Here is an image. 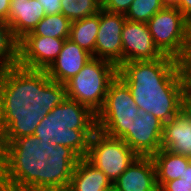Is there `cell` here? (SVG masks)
Listing matches in <instances>:
<instances>
[{"label": "cell", "mask_w": 191, "mask_h": 191, "mask_svg": "<svg viewBox=\"0 0 191 191\" xmlns=\"http://www.w3.org/2000/svg\"><path fill=\"white\" fill-rule=\"evenodd\" d=\"M1 103L43 143L69 147L80 158L87 156L97 130L96 114L88 107L33 83L16 87Z\"/></svg>", "instance_id": "1"}, {"label": "cell", "mask_w": 191, "mask_h": 191, "mask_svg": "<svg viewBox=\"0 0 191 191\" xmlns=\"http://www.w3.org/2000/svg\"><path fill=\"white\" fill-rule=\"evenodd\" d=\"M0 103V191H48L50 144Z\"/></svg>", "instance_id": "2"}, {"label": "cell", "mask_w": 191, "mask_h": 191, "mask_svg": "<svg viewBox=\"0 0 191 191\" xmlns=\"http://www.w3.org/2000/svg\"><path fill=\"white\" fill-rule=\"evenodd\" d=\"M140 112L169 122L185 108V79L181 61L163 55L155 60L130 61L118 66Z\"/></svg>", "instance_id": "3"}, {"label": "cell", "mask_w": 191, "mask_h": 191, "mask_svg": "<svg viewBox=\"0 0 191 191\" xmlns=\"http://www.w3.org/2000/svg\"><path fill=\"white\" fill-rule=\"evenodd\" d=\"M117 75V65L105 59L92 58L58 91L97 114L103 107L109 86Z\"/></svg>", "instance_id": "4"}, {"label": "cell", "mask_w": 191, "mask_h": 191, "mask_svg": "<svg viewBox=\"0 0 191 191\" xmlns=\"http://www.w3.org/2000/svg\"><path fill=\"white\" fill-rule=\"evenodd\" d=\"M140 114L127 84L117 75L111 82L101 110L96 114L97 129L104 134L123 139Z\"/></svg>", "instance_id": "5"}, {"label": "cell", "mask_w": 191, "mask_h": 191, "mask_svg": "<svg viewBox=\"0 0 191 191\" xmlns=\"http://www.w3.org/2000/svg\"><path fill=\"white\" fill-rule=\"evenodd\" d=\"M153 42L163 54L181 61L191 45V22L177 9L164 7L148 22Z\"/></svg>", "instance_id": "6"}, {"label": "cell", "mask_w": 191, "mask_h": 191, "mask_svg": "<svg viewBox=\"0 0 191 191\" xmlns=\"http://www.w3.org/2000/svg\"><path fill=\"white\" fill-rule=\"evenodd\" d=\"M65 39L24 36L18 41L16 86L33 83L58 57Z\"/></svg>", "instance_id": "7"}, {"label": "cell", "mask_w": 191, "mask_h": 191, "mask_svg": "<svg viewBox=\"0 0 191 191\" xmlns=\"http://www.w3.org/2000/svg\"><path fill=\"white\" fill-rule=\"evenodd\" d=\"M137 157L122 139L110 137L97 129L90 139L85 158L113 184Z\"/></svg>", "instance_id": "8"}, {"label": "cell", "mask_w": 191, "mask_h": 191, "mask_svg": "<svg viewBox=\"0 0 191 191\" xmlns=\"http://www.w3.org/2000/svg\"><path fill=\"white\" fill-rule=\"evenodd\" d=\"M92 55L72 40L65 39L53 63L33 82L46 90H59L92 59Z\"/></svg>", "instance_id": "9"}, {"label": "cell", "mask_w": 191, "mask_h": 191, "mask_svg": "<svg viewBox=\"0 0 191 191\" xmlns=\"http://www.w3.org/2000/svg\"><path fill=\"white\" fill-rule=\"evenodd\" d=\"M124 14L106 10L99 12V31L95 42V58L122 64L121 33L126 22Z\"/></svg>", "instance_id": "10"}, {"label": "cell", "mask_w": 191, "mask_h": 191, "mask_svg": "<svg viewBox=\"0 0 191 191\" xmlns=\"http://www.w3.org/2000/svg\"><path fill=\"white\" fill-rule=\"evenodd\" d=\"M164 123L152 114L140 112L122 139L138 156H152L161 149Z\"/></svg>", "instance_id": "11"}, {"label": "cell", "mask_w": 191, "mask_h": 191, "mask_svg": "<svg viewBox=\"0 0 191 191\" xmlns=\"http://www.w3.org/2000/svg\"><path fill=\"white\" fill-rule=\"evenodd\" d=\"M121 38L122 63L155 60L163 56L153 42L147 23L126 20Z\"/></svg>", "instance_id": "12"}, {"label": "cell", "mask_w": 191, "mask_h": 191, "mask_svg": "<svg viewBox=\"0 0 191 191\" xmlns=\"http://www.w3.org/2000/svg\"><path fill=\"white\" fill-rule=\"evenodd\" d=\"M48 159V191H67L80 157L69 147L50 144Z\"/></svg>", "instance_id": "13"}, {"label": "cell", "mask_w": 191, "mask_h": 191, "mask_svg": "<svg viewBox=\"0 0 191 191\" xmlns=\"http://www.w3.org/2000/svg\"><path fill=\"white\" fill-rule=\"evenodd\" d=\"M113 185L119 191H158L152 157L138 156Z\"/></svg>", "instance_id": "14"}, {"label": "cell", "mask_w": 191, "mask_h": 191, "mask_svg": "<svg viewBox=\"0 0 191 191\" xmlns=\"http://www.w3.org/2000/svg\"><path fill=\"white\" fill-rule=\"evenodd\" d=\"M161 148L180 155L191 153V113L186 108L164 123Z\"/></svg>", "instance_id": "15"}, {"label": "cell", "mask_w": 191, "mask_h": 191, "mask_svg": "<svg viewBox=\"0 0 191 191\" xmlns=\"http://www.w3.org/2000/svg\"><path fill=\"white\" fill-rule=\"evenodd\" d=\"M45 15L38 0L10 1L7 23L11 28L13 37L19 41L26 34L32 32Z\"/></svg>", "instance_id": "16"}, {"label": "cell", "mask_w": 191, "mask_h": 191, "mask_svg": "<svg viewBox=\"0 0 191 191\" xmlns=\"http://www.w3.org/2000/svg\"><path fill=\"white\" fill-rule=\"evenodd\" d=\"M112 182L86 158H80L74 168L67 191H103Z\"/></svg>", "instance_id": "17"}, {"label": "cell", "mask_w": 191, "mask_h": 191, "mask_svg": "<svg viewBox=\"0 0 191 191\" xmlns=\"http://www.w3.org/2000/svg\"><path fill=\"white\" fill-rule=\"evenodd\" d=\"M156 169V183L160 188L165 182L182 178L185 168L191 161L186 155L159 149L152 156Z\"/></svg>", "instance_id": "18"}, {"label": "cell", "mask_w": 191, "mask_h": 191, "mask_svg": "<svg viewBox=\"0 0 191 191\" xmlns=\"http://www.w3.org/2000/svg\"><path fill=\"white\" fill-rule=\"evenodd\" d=\"M99 31V13L72 21L69 39L95 58V42Z\"/></svg>", "instance_id": "19"}, {"label": "cell", "mask_w": 191, "mask_h": 191, "mask_svg": "<svg viewBox=\"0 0 191 191\" xmlns=\"http://www.w3.org/2000/svg\"><path fill=\"white\" fill-rule=\"evenodd\" d=\"M18 41L13 37L8 23L0 19V66L16 84Z\"/></svg>", "instance_id": "20"}, {"label": "cell", "mask_w": 191, "mask_h": 191, "mask_svg": "<svg viewBox=\"0 0 191 191\" xmlns=\"http://www.w3.org/2000/svg\"><path fill=\"white\" fill-rule=\"evenodd\" d=\"M71 23L72 22L61 13L45 15L32 32L25 36H44L57 39H68L70 36Z\"/></svg>", "instance_id": "21"}, {"label": "cell", "mask_w": 191, "mask_h": 191, "mask_svg": "<svg viewBox=\"0 0 191 191\" xmlns=\"http://www.w3.org/2000/svg\"><path fill=\"white\" fill-rule=\"evenodd\" d=\"M102 3L99 0H61V14L71 22L99 13Z\"/></svg>", "instance_id": "22"}, {"label": "cell", "mask_w": 191, "mask_h": 191, "mask_svg": "<svg viewBox=\"0 0 191 191\" xmlns=\"http://www.w3.org/2000/svg\"><path fill=\"white\" fill-rule=\"evenodd\" d=\"M164 5L161 0H134L125 18L131 22L147 23Z\"/></svg>", "instance_id": "23"}, {"label": "cell", "mask_w": 191, "mask_h": 191, "mask_svg": "<svg viewBox=\"0 0 191 191\" xmlns=\"http://www.w3.org/2000/svg\"><path fill=\"white\" fill-rule=\"evenodd\" d=\"M133 1L134 0H105L102 3V9L125 15Z\"/></svg>", "instance_id": "24"}, {"label": "cell", "mask_w": 191, "mask_h": 191, "mask_svg": "<svg viewBox=\"0 0 191 191\" xmlns=\"http://www.w3.org/2000/svg\"><path fill=\"white\" fill-rule=\"evenodd\" d=\"M16 87L13 78L0 66V98L11 94Z\"/></svg>", "instance_id": "25"}, {"label": "cell", "mask_w": 191, "mask_h": 191, "mask_svg": "<svg viewBox=\"0 0 191 191\" xmlns=\"http://www.w3.org/2000/svg\"><path fill=\"white\" fill-rule=\"evenodd\" d=\"M159 189L161 191H191V184L184 181V178H178L165 182Z\"/></svg>", "instance_id": "26"}, {"label": "cell", "mask_w": 191, "mask_h": 191, "mask_svg": "<svg viewBox=\"0 0 191 191\" xmlns=\"http://www.w3.org/2000/svg\"><path fill=\"white\" fill-rule=\"evenodd\" d=\"M181 66L185 79V86H191V45L187 49V53L181 60Z\"/></svg>", "instance_id": "27"}, {"label": "cell", "mask_w": 191, "mask_h": 191, "mask_svg": "<svg viewBox=\"0 0 191 191\" xmlns=\"http://www.w3.org/2000/svg\"><path fill=\"white\" fill-rule=\"evenodd\" d=\"M46 15L61 13V0H38Z\"/></svg>", "instance_id": "28"}, {"label": "cell", "mask_w": 191, "mask_h": 191, "mask_svg": "<svg viewBox=\"0 0 191 191\" xmlns=\"http://www.w3.org/2000/svg\"><path fill=\"white\" fill-rule=\"evenodd\" d=\"M177 9L191 22V0H180Z\"/></svg>", "instance_id": "29"}, {"label": "cell", "mask_w": 191, "mask_h": 191, "mask_svg": "<svg viewBox=\"0 0 191 191\" xmlns=\"http://www.w3.org/2000/svg\"><path fill=\"white\" fill-rule=\"evenodd\" d=\"M10 9V0H0V19L7 22Z\"/></svg>", "instance_id": "30"}, {"label": "cell", "mask_w": 191, "mask_h": 191, "mask_svg": "<svg viewBox=\"0 0 191 191\" xmlns=\"http://www.w3.org/2000/svg\"><path fill=\"white\" fill-rule=\"evenodd\" d=\"M185 108L191 113V86H185Z\"/></svg>", "instance_id": "31"}, {"label": "cell", "mask_w": 191, "mask_h": 191, "mask_svg": "<svg viewBox=\"0 0 191 191\" xmlns=\"http://www.w3.org/2000/svg\"><path fill=\"white\" fill-rule=\"evenodd\" d=\"M182 178H184V181L191 184V161L189 162L188 166L185 168Z\"/></svg>", "instance_id": "32"}, {"label": "cell", "mask_w": 191, "mask_h": 191, "mask_svg": "<svg viewBox=\"0 0 191 191\" xmlns=\"http://www.w3.org/2000/svg\"><path fill=\"white\" fill-rule=\"evenodd\" d=\"M180 0H161L164 7L178 8Z\"/></svg>", "instance_id": "33"}, {"label": "cell", "mask_w": 191, "mask_h": 191, "mask_svg": "<svg viewBox=\"0 0 191 191\" xmlns=\"http://www.w3.org/2000/svg\"><path fill=\"white\" fill-rule=\"evenodd\" d=\"M103 191H119V190L112 184L109 188H107Z\"/></svg>", "instance_id": "34"}, {"label": "cell", "mask_w": 191, "mask_h": 191, "mask_svg": "<svg viewBox=\"0 0 191 191\" xmlns=\"http://www.w3.org/2000/svg\"><path fill=\"white\" fill-rule=\"evenodd\" d=\"M187 157L191 160V153H189V154L187 155Z\"/></svg>", "instance_id": "35"}]
</instances>
